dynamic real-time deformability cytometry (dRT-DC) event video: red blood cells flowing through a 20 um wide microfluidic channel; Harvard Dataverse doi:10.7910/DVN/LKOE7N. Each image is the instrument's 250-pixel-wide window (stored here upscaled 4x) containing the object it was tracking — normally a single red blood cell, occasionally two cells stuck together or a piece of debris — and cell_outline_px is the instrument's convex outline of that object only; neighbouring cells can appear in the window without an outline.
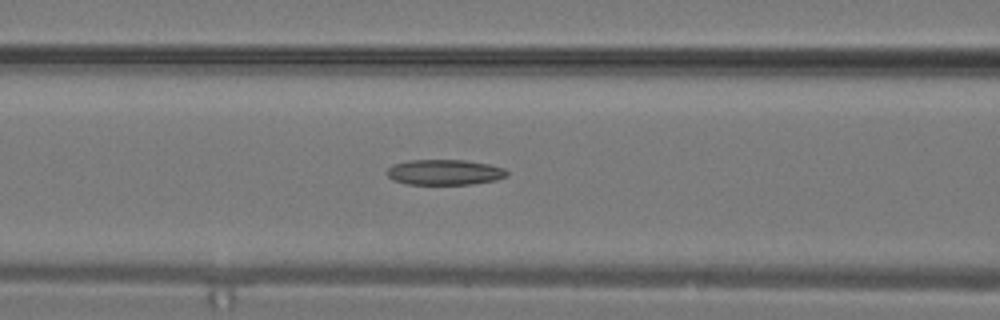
{"species": "common noctule bat (a hibernating species)", "species_latin": "Nyctalus noctula", "temperature_condition": "warm", "stored_images_in_passage": 15, "camera_frame_rate_fps": 3000, "um_per_image_px": 0.085, "animal": {"sex": "male", "body_mass_g": 19.2, "forearm_length_mm": 51.8}, "frame": {"image": 1, "passage_image": 11, "time_ms": 3.333, "image_size_px": [1000, 320], "cell_outline_px": [[508, 176], [496, 180], [472, 184], [408, 184], [392, 180], [384, 172], [392, 164], [408, 160], [464, 160], [488, 164], [504, 168], [508, 172]], "centroid_in_image_um": [37.76, 14.64], "position_along_channel_um": 128.8, "area_um2": 17.92}}
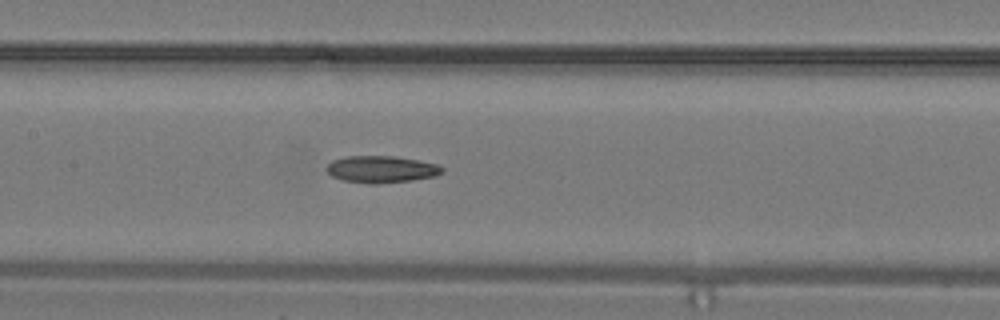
{"frame": {"image": 2, "passage_image": 13, "time_ms": 4.0, "image_size_px": [1000, 320], "cell_outline_px": [[444, 172], [436, 176], [412, 180], [376, 184], [372, 184], [344, 180], [332, 176], [328, 172], [328, 164], [332, 160], [348, 156], [392, 156], [416, 160], [436, 164], [444, 168]], "centroid_in_image_um": [32.44, 14.39], "position_along_channel_um": 175.0, "area_um2": 17.92}}
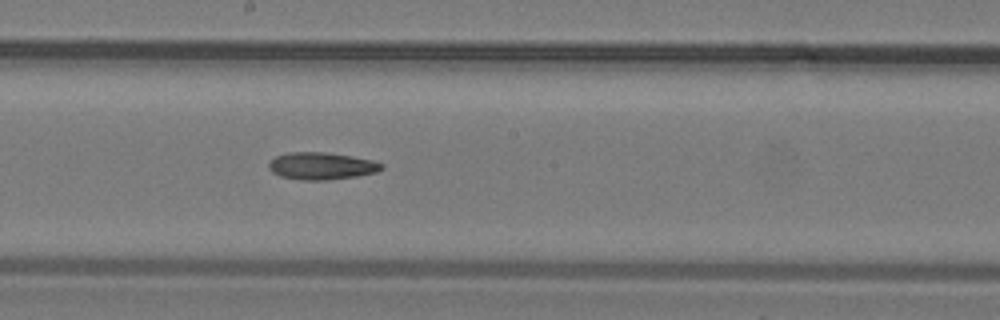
{"frame": {"image": 3, "passage_image": 15, "time_ms": 4.667, "image_size_px": [1000, 320], "cell_outline_px": [[384, 168], [376, 172], [356, 176], [328, 180], [300, 180], [280, 176], [272, 172], [268, 168], [268, 160], [276, 156], [288, 152], [324, 152], [352, 156], [372, 160], [384, 164]], "centroid_in_image_um": [27.3, 14.1], "position_along_channel_um": 220.9, "area_um2": 18.03}}